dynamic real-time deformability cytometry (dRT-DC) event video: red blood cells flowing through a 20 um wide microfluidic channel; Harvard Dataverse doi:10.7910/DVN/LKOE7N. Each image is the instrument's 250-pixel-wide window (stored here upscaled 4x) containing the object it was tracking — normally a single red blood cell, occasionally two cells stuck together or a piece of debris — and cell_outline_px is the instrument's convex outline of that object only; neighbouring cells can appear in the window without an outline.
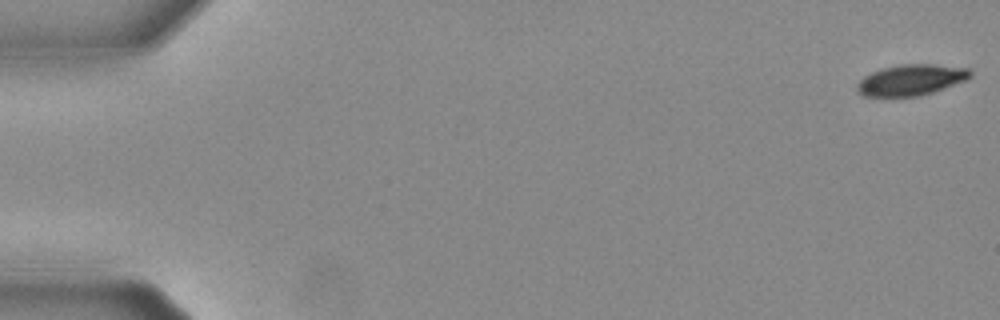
{"species": "Egyptian fruit bat (a non-hibernating species)", "species_latin": "Rousettus aegyptiacus", "temperature_condition": "warm", "stored_images_in_passage": 56, "camera_frame_rate_fps": 3000, "um_per_image_px": 0.085, "animal": {"sex": "female"}, "frame": {"image": 1, "passage_image": 1, "time_ms": 0.0, "image_size_px": [1000, 320], "cell_outline_px": [[972, 76], [964, 80], [932, 92], [916, 96], [864, 96], [856, 88], [856, 84], [864, 76], [880, 68], [900, 64], [932, 64], [968, 68], [972, 72]], "centroid_in_image_um": [77.41, 6.78], "position_along_channel_um": 7.6, "area_um2": 20.17}}
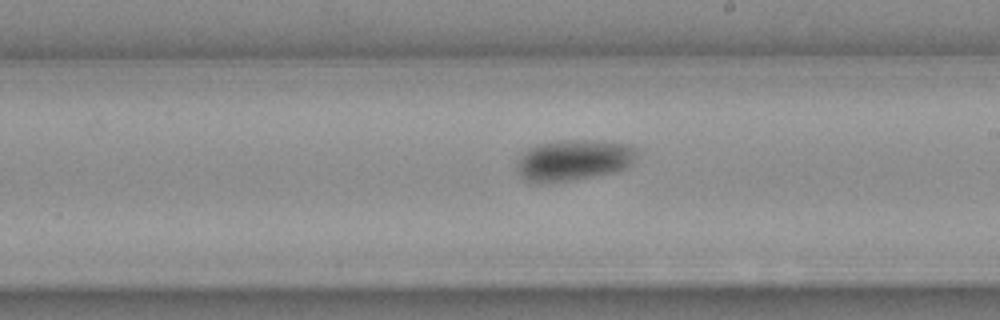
{"frame": {"image": 2, "passage_image": 33, "time_ms": 10.667, "image_size_px": [1000, 320], "cell_outline_px": [[640, 152], [632, 164], [628, 168], [612, 172], [552, 184], [532, 184], [524, 180], [520, 176], [516, 168], [516, 160], [528, 148], [540, 144], [556, 140], [604, 140], [628, 144], [636, 148]], "centroid_in_image_um": [48.74, 13.62], "position_along_channel_um": 240.3, "area_um2": 29.59}}
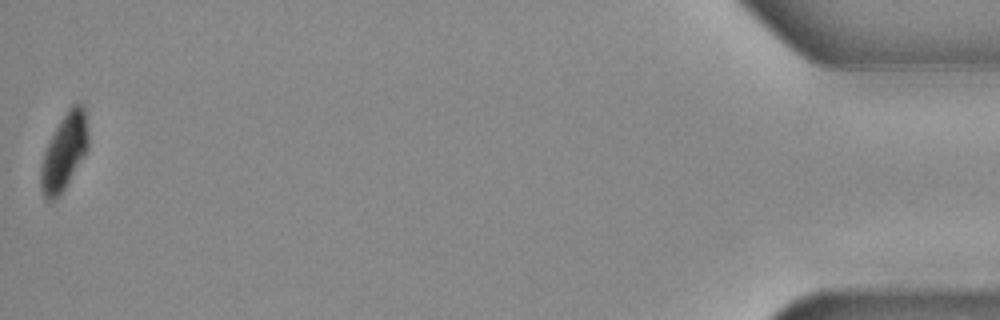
{"frame": {"image": 3, "passage_image": 56, "time_ms": 18.333, "image_size_px": [1000, 320], "cell_outline_px": [[88, 148], [84, 156], [60, 196], [52, 200], [44, 200], [40, 188], [40, 168], [44, 152], [60, 120], [68, 108], [76, 100], [84, 108], [88, 128]], "centroid_in_image_um": [5.45, 12.93], "position_along_channel_um": 429.7, "area_um2": 21.15}, "authors_computed_cell_mechanics": {"area_um2": 23.3223, "velocity_mm_per_s": 3.6886, "shape_relaxation_time_tau1_ms": 3.7896, "shape_relaxation_time_tau2_ms": null, "deformation_change_tau1": 0.1281, "deformation_change_tau2": null}}